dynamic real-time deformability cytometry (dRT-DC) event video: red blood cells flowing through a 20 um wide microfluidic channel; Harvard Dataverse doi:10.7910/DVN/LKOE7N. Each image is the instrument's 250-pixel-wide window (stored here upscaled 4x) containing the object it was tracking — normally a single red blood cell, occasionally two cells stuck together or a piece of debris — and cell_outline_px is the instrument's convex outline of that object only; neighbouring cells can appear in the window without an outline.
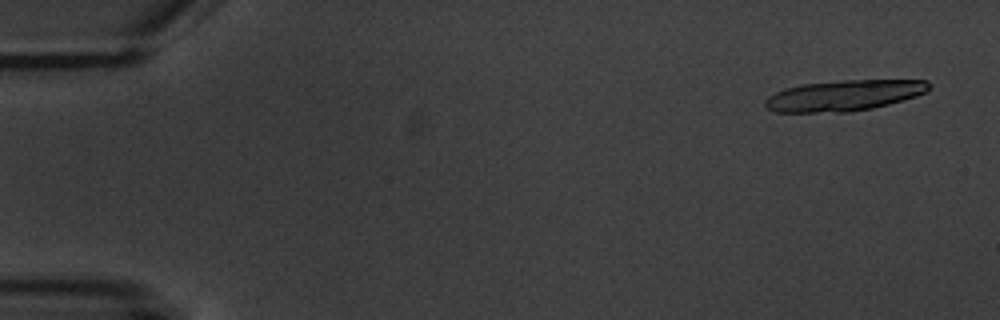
{"species": "common noctule bat (a hibernating species)", "species_latin": "Nyctalus noctula", "temperature_condition": "warm", "stored_images_in_passage": 6, "camera_frame_rate_fps": 3000, "um_per_image_px": 0.085, "animal": {"sex": "male", "body_mass_g": 20.1, "forearm_length_mm": 53.5}, "frame": {"image": 1, "passage_image": 1, "time_ms": 0.0, "image_size_px": [1000, 320], "cell_outline_px": [[932, 84], [924, 92], [916, 96], [888, 104], [872, 108], [848, 112], [776, 112], [768, 108], [764, 104], [764, 100], [768, 96], [784, 88], [804, 84], [844, 80], [928, 80]], "centroid_in_image_um": [71.73, 8.11], "position_along_channel_um": 13.3, "area_um2": 29.25}}